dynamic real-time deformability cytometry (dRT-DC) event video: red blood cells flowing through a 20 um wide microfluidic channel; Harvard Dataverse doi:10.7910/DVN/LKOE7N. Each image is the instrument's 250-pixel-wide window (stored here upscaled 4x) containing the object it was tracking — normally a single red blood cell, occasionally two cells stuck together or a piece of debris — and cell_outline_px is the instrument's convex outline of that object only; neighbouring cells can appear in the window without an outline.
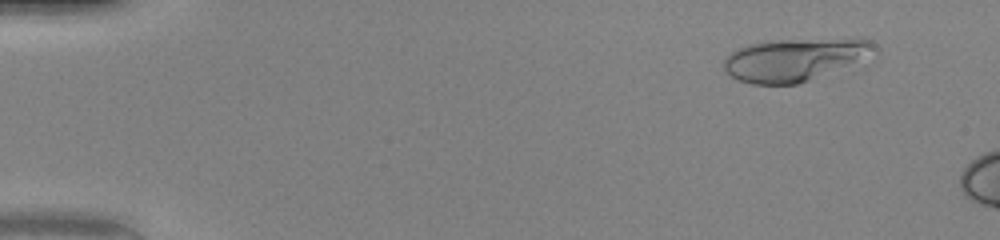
{"species": "human", "species_latin": "Homo sapiens", "temperature_condition": "warm", "stored_images_in_passage": 10, "camera_frame_rate_fps": 3000, "um_per_image_px": 0.085, "donor": {"sex": "female"}, "frame": {"image": 1, "passage_image": 5, "time_ms": 1.333, "image_size_px": [1000, 240], "cell_outline_px": [[880, 48], [876, 52], [808, 80], [796, 84], [752, 84], [740, 80], [732, 76], [724, 68], [724, 60], [736, 48], [748, 44], [772, 40], [852, 36], [860, 36], [872, 40]], "centroid_in_image_um": [67.6, 4.99], "position_along_channel_um": 17.4, "area_um2": 37.63}}